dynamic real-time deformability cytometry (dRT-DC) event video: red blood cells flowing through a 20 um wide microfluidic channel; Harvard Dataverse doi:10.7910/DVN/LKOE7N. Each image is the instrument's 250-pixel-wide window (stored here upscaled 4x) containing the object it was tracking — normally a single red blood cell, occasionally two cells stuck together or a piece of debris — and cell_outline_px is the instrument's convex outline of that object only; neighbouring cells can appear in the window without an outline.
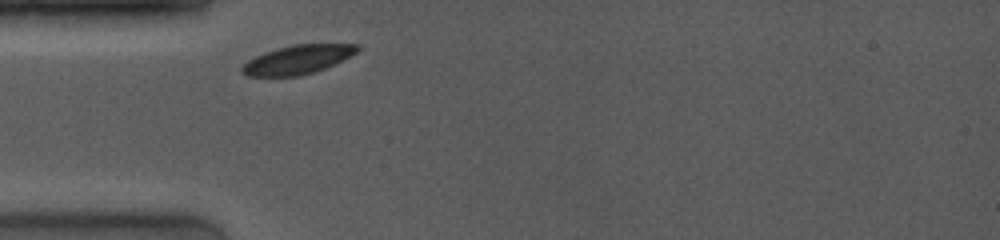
{"species": "common noctule bat (a hibernating species)", "species_latin": "Nyctalus noctula", "temperature_condition": "room temperature", "stored_images_in_passage": 22, "camera_frame_rate_fps": 4000, "um_per_image_px": 0.085, "animal": {"sex": "female", "body_mass_g": 19.0, "forearm_length_mm": 53.3}, "frame": {"image": 1, "passage_image": 1, "time_ms": 0.0, "image_size_px": [1000, 240], "cell_outline_px": [[360, 48], [356, 52], [324, 68], [300, 76], [248, 76], [240, 72], [240, 68], [248, 60], [264, 52], [292, 44], [360, 44]], "centroid_in_image_um": [25.25, 5.06], "position_along_channel_um": 59.8, "area_um2": 19.13}}
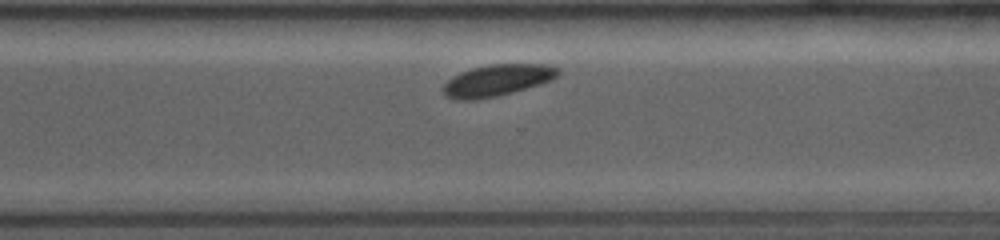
{"frame": {"image": 2, "passage_image": 18, "time_ms": 7.0, "image_size_px": [1000, 240], "cell_outline_px": [[560, 72], [552, 80], [540, 84], [512, 92], [496, 96], [476, 100], [456, 100], [444, 96], [440, 88], [452, 76], [460, 72], [472, 68], [488, 64], [544, 64], [560, 68]], "centroid_in_image_um": [42.21, 6.83], "position_along_channel_um": 328.4, "area_um2": 21.33}}
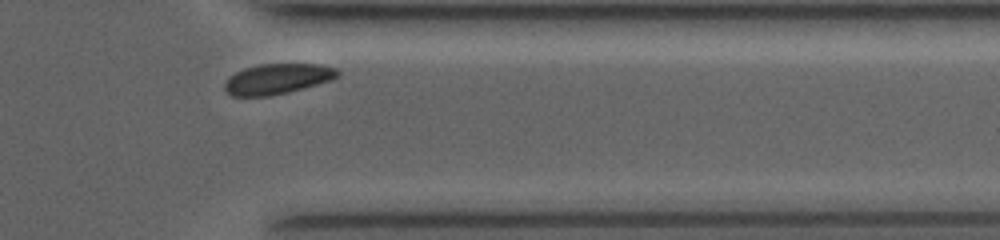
{"frame": {"image": 3, "passage_image": 21, "time_ms": 8.5, "image_size_px": [1000, 240], "cell_outline_px": [[340, 76], [332, 80], [288, 92], [268, 96], [232, 96], [224, 88], [224, 84], [228, 76], [244, 68], [260, 64], [320, 64], [336, 68], [340, 72]], "centroid_in_image_um": [23.59, 6.7], "position_along_channel_um": 387.8, "area_um2": 20.06}, "authors_computed_cell_mechanics": {"area_um2": 20.9525, "velocity_mm_per_s": 3.8704, "shape_relaxation_time_tau1_ms": 5.3474, "shape_relaxation_time_tau2_ms": null, "deformation_change_tau1": 0.2011, "deformation_change_tau2": null}}